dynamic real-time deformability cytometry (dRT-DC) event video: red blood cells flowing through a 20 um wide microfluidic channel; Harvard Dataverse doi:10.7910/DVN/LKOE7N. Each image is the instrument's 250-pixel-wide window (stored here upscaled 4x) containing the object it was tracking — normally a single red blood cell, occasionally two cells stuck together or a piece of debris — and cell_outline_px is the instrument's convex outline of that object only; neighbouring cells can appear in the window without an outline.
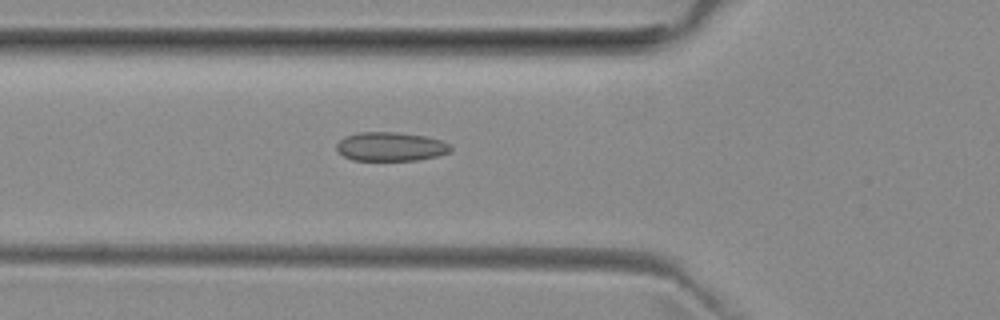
{"species": "common noctule bat (a hibernating species)", "species_latin": "Nyctalus noctula", "temperature_condition": "room temperature", "stored_images_in_passage": 47, "camera_frame_rate_fps": 3000, "um_per_image_px": 0.085, "animal": {"sex": "female", "body_mass_g": 29.2, "forearm_length_mm": 56.3}, "frame": {"image": 1, "passage_image": 14, "time_ms": 4.333, "image_size_px": [1000, 320], "cell_outline_px": [[452, 152], [436, 156], [416, 160], [352, 160], [344, 156], [336, 148], [336, 144], [344, 136], [360, 132], [396, 132], [424, 136], [440, 140], [448, 144], [452, 148]], "centroid_in_image_um": [33.2, 12.46], "position_along_channel_um": 92.6, "area_um2": 19.13}}
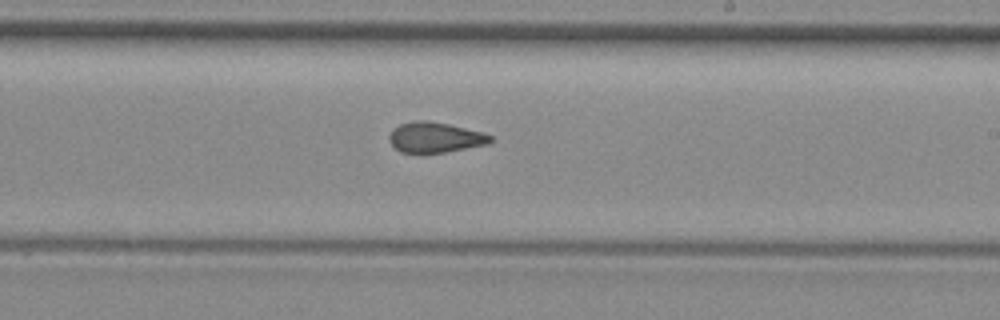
{"frame": {"image": 2, "passage_image": 26, "time_ms": 8.333, "image_size_px": [1000, 320], "cell_outline_px": [[492, 140], [488, 144], [444, 152], [420, 156], [400, 152], [388, 140], [388, 136], [392, 128], [400, 124], [412, 120], [428, 120], [448, 124], [484, 132], [492, 136]], "centroid_in_image_um": [36.92, 11.7], "position_along_channel_um": 252.1, "area_um2": 18.55}}
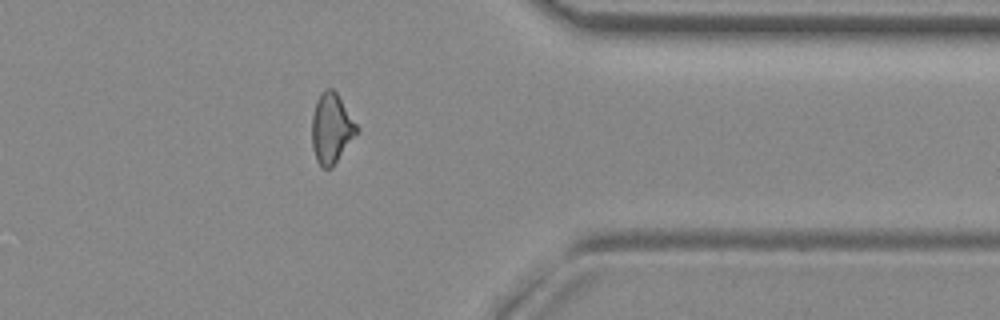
{"frame": {"image": 3, "passage_image": 37, "time_ms": 12.0, "image_size_px": [1000, 320], "cell_outline_px": [[360, 132], [332, 168], [324, 168], [316, 160], [312, 148], [312, 116], [316, 100], [320, 92], [324, 88], [332, 88], [336, 92], [360, 128]], "centroid_in_image_um": [28.19, 10.91], "position_along_channel_um": 383.2, "area_um2": 18.73}, "authors_computed_cell_mechanics": {"area_um2": 18.5538, "velocity_mm_per_s": 3.9786, "shape_relaxation_time_tau1_ms": null, "shape_relaxation_time_tau2_ms": 2.0974, "deformation_change_tau1": null, "deformation_change_tau2": 0.0823}}